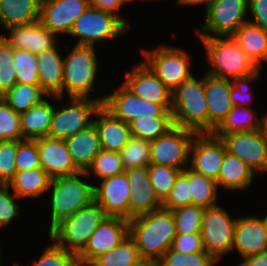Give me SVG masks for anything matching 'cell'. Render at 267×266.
<instances>
[{
    "mask_svg": "<svg viewBox=\"0 0 267 266\" xmlns=\"http://www.w3.org/2000/svg\"><path fill=\"white\" fill-rule=\"evenodd\" d=\"M176 235L173 213L162 207L129 220V237L143 260L157 263L171 248Z\"/></svg>",
    "mask_w": 267,
    "mask_h": 266,
    "instance_id": "1",
    "label": "cell"
},
{
    "mask_svg": "<svg viewBox=\"0 0 267 266\" xmlns=\"http://www.w3.org/2000/svg\"><path fill=\"white\" fill-rule=\"evenodd\" d=\"M171 113L174 126L196 133H209V114L204 76H191L172 92Z\"/></svg>",
    "mask_w": 267,
    "mask_h": 266,
    "instance_id": "2",
    "label": "cell"
},
{
    "mask_svg": "<svg viewBox=\"0 0 267 266\" xmlns=\"http://www.w3.org/2000/svg\"><path fill=\"white\" fill-rule=\"evenodd\" d=\"M86 176L85 171H79L51 179L47 191L48 193L51 190L49 231L62 219L70 217L95 200V185L86 182L83 179Z\"/></svg>",
    "mask_w": 267,
    "mask_h": 266,
    "instance_id": "3",
    "label": "cell"
},
{
    "mask_svg": "<svg viewBox=\"0 0 267 266\" xmlns=\"http://www.w3.org/2000/svg\"><path fill=\"white\" fill-rule=\"evenodd\" d=\"M108 215L95 200L70 217L62 219L49 232L48 237L59 247L76 256L84 249L92 233Z\"/></svg>",
    "mask_w": 267,
    "mask_h": 266,
    "instance_id": "4",
    "label": "cell"
},
{
    "mask_svg": "<svg viewBox=\"0 0 267 266\" xmlns=\"http://www.w3.org/2000/svg\"><path fill=\"white\" fill-rule=\"evenodd\" d=\"M211 69L206 74L224 79H234L253 75L256 66L240 49L232 37H199Z\"/></svg>",
    "mask_w": 267,
    "mask_h": 266,
    "instance_id": "5",
    "label": "cell"
},
{
    "mask_svg": "<svg viewBox=\"0 0 267 266\" xmlns=\"http://www.w3.org/2000/svg\"><path fill=\"white\" fill-rule=\"evenodd\" d=\"M95 47L75 45L63 61L62 98H89L98 71Z\"/></svg>",
    "mask_w": 267,
    "mask_h": 266,
    "instance_id": "6",
    "label": "cell"
},
{
    "mask_svg": "<svg viewBox=\"0 0 267 266\" xmlns=\"http://www.w3.org/2000/svg\"><path fill=\"white\" fill-rule=\"evenodd\" d=\"M105 96L98 98L70 97L68 104L54 108L48 136L67 139L93 124L91 119L101 107Z\"/></svg>",
    "mask_w": 267,
    "mask_h": 266,
    "instance_id": "7",
    "label": "cell"
},
{
    "mask_svg": "<svg viewBox=\"0 0 267 266\" xmlns=\"http://www.w3.org/2000/svg\"><path fill=\"white\" fill-rule=\"evenodd\" d=\"M129 28L118 16L89 6L75 20L69 34L79 38L77 45L95 47L96 42L114 40Z\"/></svg>",
    "mask_w": 267,
    "mask_h": 266,
    "instance_id": "8",
    "label": "cell"
},
{
    "mask_svg": "<svg viewBox=\"0 0 267 266\" xmlns=\"http://www.w3.org/2000/svg\"><path fill=\"white\" fill-rule=\"evenodd\" d=\"M141 53L144 63L172 92L192 76L189 54L182 48L162 44Z\"/></svg>",
    "mask_w": 267,
    "mask_h": 266,
    "instance_id": "9",
    "label": "cell"
},
{
    "mask_svg": "<svg viewBox=\"0 0 267 266\" xmlns=\"http://www.w3.org/2000/svg\"><path fill=\"white\" fill-rule=\"evenodd\" d=\"M247 13L248 0H211L205 10V22L201 30H196L197 35L231 37L242 24L248 22L245 18Z\"/></svg>",
    "mask_w": 267,
    "mask_h": 266,
    "instance_id": "10",
    "label": "cell"
},
{
    "mask_svg": "<svg viewBox=\"0 0 267 266\" xmlns=\"http://www.w3.org/2000/svg\"><path fill=\"white\" fill-rule=\"evenodd\" d=\"M236 220L219 205L204 210L200 234L204 250L217 262L232 251Z\"/></svg>",
    "mask_w": 267,
    "mask_h": 266,
    "instance_id": "11",
    "label": "cell"
},
{
    "mask_svg": "<svg viewBox=\"0 0 267 266\" xmlns=\"http://www.w3.org/2000/svg\"><path fill=\"white\" fill-rule=\"evenodd\" d=\"M111 94L104 95L102 105L116 118L129 124L140 117H172V104H156L143 100L123 83Z\"/></svg>",
    "mask_w": 267,
    "mask_h": 266,
    "instance_id": "12",
    "label": "cell"
},
{
    "mask_svg": "<svg viewBox=\"0 0 267 266\" xmlns=\"http://www.w3.org/2000/svg\"><path fill=\"white\" fill-rule=\"evenodd\" d=\"M196 132L174 126L165 135L150 141V164L184 170L189 165L190 146Z\"/></svg>",
    "mask_w": 267,
    "mask_h": 266,
    "instance_id": "13",
    "label": "cell"
},
{
    "mask_svg": "<svg viewBox=\"0 0 267 266\" xmlns=\"http://www.w3.org/2000/svg\"><path fill=\"white\" fill-rule=\"evenodd\" d=\"M226 152L227 147L222 138L214 133H196L190 146L188 167L217 180Z\"/></svg>",
    "mask_w": 267,
    "mask_h": 266,
    "instance_id": "14",
    "label": "cell"
},
{
    "mask_svg": "<svg viewBox=\"0 0 267 266\" xmlns=\"http://www.w3.org/2000/svg\"><path fill=\"white\" fill-rule=\"evenodd\" d=\"M128 235V219L108 216L92 233L77 260L91 264L97 257L118 246Z\"/></svg>",
    "mask_w": 267,
    "mask_h": 266,
    "instance_id": "15",
    "label": "cell"
},
{
    "mask_svg": "<svg viewBox=\"0 0 267 266\" xmlns=\"http://www.w3.org/2000/svg\"><path fill=\"white\" fill-rule=\"evenodd\" d=\"M227 151L240 158L254 172H267V142L260 130L235 132L222 137Z\"/></svg>",
    "mask_w": 267,
    "mask_h": 266,
    "instance_id": "16",
    "label": "cell"
},
{
    "mask_svg": "<svg viewBox=\"0 0 267 266\" xmlns=\"http://www.w3.org/2000/svg\"><path fill=\"white\" fill-rule=\"evenodd\" d=\"M90 6L88 0H41V24L55 34H69L75 20Z\"/></svg>",
    "mask_w": 267,
    "mask_h": 266,
    "instance_id": "17",
    "label": "cell"
},
{
    "mask_svg": "<svg viewBox=\"0 0 267 266\" xmlns=\"http://www.w3.org/2000/svg\"><path fill=\"white\" fill-rule=\"evenodd\" d=\"M123 84L143 100L172 104V91L142 61L126 73Z\"/></svg>",
    "mask_w": 267,
    "mask_h": 266,
    "instance_id": "18",
    "label": "cell"
},
{
    "mask_svg": "<svg viewBox=\"0 0 267 266\" xmlns=\"http://www.w3.org/2000/svg\"><path fill=\"white\" fill-rule=\"evenodd\" d=\"M130 190L125 173L103 179L100 187H94L95 201L111 217H123L129 220Z\"/></svg>",
    "mask_w": 267,
    "mask_h": 266,
    "instance_id": "19",
    "label": "cell"
},
{
    "mask_svg": "<svg viewBox=\"0 0 267 266\" xmlns=\"http://www.w3.org/2000/svg\"><path fill=\"white\" fill-rule=\"evenodd\" d=\"M267 249V224L265 217H237L232 250L242 258L254 256Z\"/></svg>",
    "mask_w": 267,
    "mask_h": 266,
    "instance_id": "20",
    "label": "cell"
},
{
    "mask_svg": "<svg viewBox=\"0 0 267 266\" xmlns=\"http://www.w3.org/2000/svg\"><path fill=\"white\" fill-rule=\"evenodd\" d=\"M130 190L129 220L162 207L150 183L148 166L125 170Z\"/></svg>",
    "mask_w": 267,
    "mask_h": 266,
    "instance_id": "21",
    "label": "cell"
},
{
    "mask_svg": "<svg viewBox=\"0 0 267 266\" xmlns=\"http://www.w3.org/2000/svg\"><path fill=\"white\" fill-rule=\"evenodd\" d=\"M35 140L39 151L40 166L51 178L79 172L71 159L64 139L46 136Z\"/></svg>",
    "mask_w": 267,
    "mask_h": 266,
    "instance_id": "22",
    "label": "cell"
},
{
    "mask_svg": "<svg viewBox=\"0 0 267 266\" xmlns=\"http://www.w3.org/2000/svg\"><path fill=\"white\" fill-rule=\"evenodd\" d=\"M6 30L9 36H2L14 49L28 50L36 55L58 44L57 35L44 27L40 21L13 26Z\"/></svg>",
    "mask_w": 267,
    "mask_h": 266,
    "instance_id": "23",
    "label": "cell"
},
{
    "mask_svg": "<svg viewBox=\"0 0 267 266\" xmlns=\"http://www.w3.org/2000/svg\"><path fill=\"white\" fill-rule=\"evenodd\" d=\"M231 79L204 74L205 96L209 114V133L221 124L234 106L230 99Z\"/></svg>",
    "mask_w": 267,
    "mask_h": 266,
    "instance_id": "24",
    "label": "cell"
},
{
    "mask_svg": "<svg viewBox=\"0 0 267 266\" xmlns=\"http://www.w3.org/2000/svg\"><path fill=\"white\" fill-rule=\"evenodd\" d=\"M93 123L103 150L120 152L132 136L129 124L116 118L103 105L97 110Z\"/></svg>",
    "mask_w": 267,
    "mask_h": 266,
    "instance_id": "25",
    "label": "cell"
},
{
    "mask_svg": "<svg viewBox=\"0 0 267 266\" xmlns=\"http://www.w3.org/2000/svg\"><path fill=\"white\" fill-rule=\"evenodd\" d=\"M36 56L40 87L48 97L62 99L64 57L60 55L56 46L44 50Z\"/></svg>",
    "mask_w": 267,
    "mask_h": 266,
    "instance_id": "26",
    "label": "cell"
},
{
    "mask_svg": "<svg viewBox=\"0 0 267 266\" xmlns=\"http://www.w3.org/2000/svg\"><path fill=\"white\" fill-rule=\"evenodd\" d=\"M65 142L71 159L79 171L86 172L94 158L102 150L94 123L81 132L65 139Z\"/></svg>",
    "mask_w": 267,
    "mask_h": 266,
    "instance_id": "27",
    "label": "cell"
},
{
    "mask_svg": "<svg viewBox=\"0 0 267 266\" xmlns=\"http://www.w3.org/2000/svg\"><path fill=\"white\" fill-rule=\"evenodd\" d=\"M231 37L247 57L262 69V61L267 62V31L248 21Z\"/></svg>",
    "mask_w": 267,
    "mask_h": 266,
    "instance_id": "28",
    "label": "cell"
},
{
    "mask_svg": "<svg viewBox=\"0 0 267 266\" xmlns=\"http://www.w3.org/2000/svg\"><path fill=\"white\" fill-rule=\"evenodd\" d=\"M41 0H0V24L5 29L40 19Z\"/></svg>",
    "mask_w": 267,
    "mask_h": 266,
    "instance_id": "29",
    "label": "cell"
},
{
    "mask_svg": "<svg viewBox=\"0 0 267 266\" xmlns=\"http://www.w3.org/2000/svg\"><path fill=\"white\" fill-rule=\"evenodd\" d=\"M255 175L246 163L227 151L216 181L219 187L241 191L250 186Z\"/></svg>",
    "mask_w": 267,
    "mask_h": 266,
    "instance_id": "30",
    "label": "cell"
},
{
    "mask_svg": "<svg viewBox=\"0 0 267 266\" xmlns=\"http://www.w3.org/2000/svg\"><path fill=\"white\" fill-rule=\"evenodd\" d=\"M54 107L44 99L41 103L20 114L23 139L35 140L48 136Z\"/></svg>",
    "mask_w": 267,
    "mask_h": 266,
    "instance_id": "31",
    "label": "cell"
},
{
    "mask_svg": "<svg viewBox=\"0 0 267 266\" xmlns=\"http://www.w3.org/2000/svg\"><path fill=\"white\" fill-rule=\"evenodd\" d=\"M51 177L40 167L32 170L15 172L7 184L13 193L21 198H39L48 191Z\"/></svg>",
    "mask_w": 267,
    "mask_h": 266,
    "instance_id": "32",
    "label": "cell"
},
{
    "mask_svg": "<svg viewBox=\"0 0 267 266\" xmlns=\"http://www.w3.org/2000/svg\"><path fill=\"white\" fill-rule=\"evenodd\" d=\"M261 119L251 107L233 106L227 117L214 130L217 137L222 138L235 132L260 130Z\"/></svg>",
    "mask_w": 267,
    "mask_h": 266,
    "instance_id": "33",
    "label": "cell"
},
{
    "mask_svg": "<svg viewBox=\"0 0 267 266\" xmlns=\"http://www.w3.org/2000/svg\"><path fill=\"white\" fill-rule=\"evenodd\" d=\"M44 96L48 97L40 85L16 83L1 97L9 107L21 114L41 103L45 99Z\"/></svg>",
    "mask_w": 267,
    "mask_h": 266,
    "instance_id": "34",
    "label": "cell"
},
{
    "mask_svg": "<svg viewBox=\"0 0 267 266\" xmlns=\"http://www.w3.org/2000/svg\"><path fill=\"white\" fill-rule=\"evenodd\" d=\"M188 179L190 182V196L192 205L203 208L217 206L218 183L215 179L206 177L188 167Z\"/></svg>",
    "mask_w": 267,
    "mask_h": 266,
    "instance_id": "35",
    "label": "cell"
},
{
    "mask_svg": "<svg viewBox=\"0 0 267 266\" xmlns=\"http://www.w3.org/2000/svg\"><path fill=\"white\" fill-rule=\"evenodd\" d=\"M143 259L129 235L115 248L97 257L92 266H135Z\"/></svg>",
    "mask_w": 267,
    "mask_h": 266,
    "instance_id": "36",
    "label": "cell"
},
{
    "mask_svg": "<svg viewBox=\"0 0 267 266\" xmlns=\"http://www.w3.org/2000/svg\"><path fill=\"white\" fill-rule=\"evenodd\" d=\"M129 126L133 136L153 141L165 135L174 123L172 117H140L132 120Z\"/></svg>",
    "mask_w": 267,
    "mask_h": 266,
    "instance_id": "37",
    "label": "cell"
},
{
    "mask_svg": "<svg viewBox=\"0 0 267 266\" xmlns=\"http://www.w3.org/2000/svg\"><path fill=\"white\" fill-rule=\"evenodd\" d=\"M119 154L125 170L148 166L150 164V141L132 135Z\"/></svg>",
    "mask_w": 267,
    "mask_h": 266,
    "instance_id": "38",
    "label": "cell"
},
{
    "mask_svg": "<svg viewBox=\"0 0 267 266\" xmlns=\"http://www.w3.org/2000/svg\"><path fill=\"white\" fill-rule=\"evenodd\" d=\"M181 169L158 164H149L150 183L157 198L163 202L171 192Z\"/></svg>",
    "mask_w": 267,
    "mask_h": 266,
    "instance_id": "39",
    "label": "cell"
},
{
    "mask_svg": "<svg viewBox=\"0 0 267 266\" xmlns=\"http://www.w3.org/2000/svg\"><path fill=\"white\" fill-rule=\"evenodd\" d=\"M125 168L119 152L101 150L94 158L91 166L87 169L86 174L94 173L100 180L110 178L115 175L124 173Z\"/></svg>",
    "mask_w": 267,
    "mask_h": 266,
    "instance_id": "40",
    "label": "cell"
},
{
    "mask_svg": "<svg viewBox=\"0 0 267 266\" xmlns=\"http://www.w3.org/2000/svg\"><path fill=\"white\" fill-rule=\"evenodd\" d=\"M204 210L205 208L196 205H186L172 210L176 234L200 233Z\"/></svg>",
    "mask_w": 267,
    "mask_h": 266,
    "instance_id": "41",
    "label": "cell"
},
{
    "mask_svg": "<svg viewBox=\"0 0 267 266\" xmlns=\"http://www.w3.org/2000/svg\"><path fill=\"white\" fill-rule=\"evenodd\" d=\"M14 60L17 83L39 85L36 54L28 50L14 49Z\"/></svg>",
    "mask_w": 267,
    "mask_h": 266,
    "instance_id": "42",
    "label": "cell"
},
{
    "mask_svg": "<svg viewBox=\"0 0 267 266\" xmlns=\"http://www.w3.org/2000/svg\"><path fill=\"white\" fill-rule=\"evenodd\" d=\"M14 48L0 34V97L16 83Z\"/></svg>",
    "mask_w": 267,
    "mask_h": 266,
    "instance_id": "43",
    "label": "cell"
},
{
    "mask_svg": "<svg viewBox=\"0 0 267 266\" xmlns=\"http://www.w3.org/2000/svg\"><path fill=\"white\" fill-rule=\"evenodd\" d=\"M216 263L206 252L182 254L170 248L157 262V266H214Z\"/></svg>",
    "mask_w": 267,
    "mask_h": 266,
    "instance_id": "44",
    "label": "cell"
},
{
    "mask_svg": "<svg viewBox=\"0 0 267 266\" xmlns=\"http://www.w3.org/2000/svg\"><path fill=\"white\" fill-rule=\"evenodd\" d=\"M22 141L20 114L0 97V141Z\"/></svg>",
    "mask_w": 267,
    "mask_h": 266,
    "instance_id": "45",
    "label": "cell"
},
{
    "mask_svg": "<svg viewBox=\"0 0 267 266\" xmlns=\"http://www.w3.org/2000/svg\"><path fill=\"white\" fill-rule=\"evenodd\" d=\"M186 205H192L188 167L179 173L171 192L162 202V208L172 211Z\"/></svg>",
    "mask_w": 267,
    "mask_h": 266,
    "instance_id": "46",
    "label": "cell"
},
{
    "mask_svg": "<svg viewBox=\"0 0 267 266\" xmlns=\"http://www.w3.org/2000/svg\"><path fill=\"white\" fill-rule=\"evenodd\" d=\"M77 256L65 248L57 246L54 242L48 244L42 252L39 260L33 262L32 266H72ZM14 266H22L14 263Z\"/></svg>",
    "mask_w": 267,
    "mask_h": 266,
    "instance_id": "47",
    "label": "cell"
},
{
    "mask_svg": "<svg viewBox=\"0 0 267 266\" xmlns=\"http://www.w3.org/2000/svg\"><path fill=\"white\" fill-rule=\"evenodd\" d=\"M16 172L40 168L39 151L36 140L24 139L18 141L15 157Z\"/></svg>",
    "mask_w": 267,
    "mask_h": 266,
    "instance_id": "48",
    "label": "cell"
},
{
    "mask_svg": "<svg viewBox=\"0 0 267 266\" xmlns=\"http://www.w3.org/2000/svg\"><path fill=\"white\" fill-rule=\"evenodd\" d=\"M18 150V141H0V184H8L15 172V157Z\"/></svg>",
    "mask_w": 267,
    "mask_h": 266,
    "instance_id": "49",
    "label": "cell"
},
{
    "mask_svg": "<svg viewBox=\"0 0 267 266\" xmlns=\"http://www.w3.org/2000/svg\"><path fill=\"white\" fill-rule=\"evenodd\" d=\"M260 70L261 68L251 76L239 77L231 80L232 86L230 87L229 94L234 106L249 107L252 103V91L250 89L251 87H249V83L252 81L255 82L259 78V75L261 74Z\"/></svg>",
    "mask_w": 267,
    "mask_h": 266,
    "instance_id": "50",
    "label": "cell"
},
{
    "mask_svg": "<svg viewBox=\"0 0 267 266\" xmlns=\"http://www.w3.org/2000/svg\"><path fill=\"white\" fill-rule=\"evenodd\" d=\"M9 189L7 184H0V228H5L19 216L20 206L15 202L19 197Z\"/></svg>",
    "mask_w": 267,
    "mask_h": 266,
    "instance_id": "51",
    "label": "cell"
},
{
    "mask_svg": "<svg viewBox=\"0 0 267 266\" xmlns=\"http://www.w3.org/2000/svg\"><path fill=\"white\" fill-rule=\"evenodd\" d=\"M171 249L182 254L206 252L200 233L177 234L172 242Z\"/></svg>",
    "mask_w": 267,
    "mask_h": 266,
    "instance_id": "52",
    "label": "cell"
},
{
    "mask_svg": "<svg viewBox=\"0 0 267 266\" xmlns=\"http://www.w3.org/2000/svg\"><path fill=\"white\" fill-rule=\"evenodd\" d=\"M248 10L254 18L248 21L267 31V0H248Z\"/></svg>",
    "mask_w": 267,
    "mask_h": 266,
    "instance_id": "53",
    "label": "cell"
},
{
    "mask_svg": "<svg viewBox=\"0 0 267 266\" xmlns=\"http://www.w3.org/2000/svg\"><path fill=\"white\" fill-rule=\"evenodd\" d=\"M91 7L100 9L102 11L110 12L118 16L128 27L130 26L118 14V10L125 4L133 2V0H88Z\"/></svg>",
    "mask_w": 267,
    "mask_h": 266,
    "instance_id": "54",
    "label": "cell"
},
{
    "mask_svg": "<svg viewBox=\"0 0 267 266\" xmlns=\"http://www.w3.org/2000/svg\"><path fill=\"white\" fill-rule=\"evenodd\" d=\"M237 266H267V249L257 255L243 258Z\"/></svg>",
    "mask_w": 267,
    "mask_h": 266,
    "instance_id": "55",
    "label": "cell"
},
{
    "mask_svg": "<svg viewBox=\"0 0 267 266\" xmlns=\"http://www.w3.org/2000/svg\"><path fill=\"white\" fill-rule=\"evenodd\" d=\"M211 0H178L180 5H198V4H205V9L208 8V5Z\"/></svg>",
    "mask_w": 267,
    "mask_h": 266,
    "instance_id": "56",
    "label": "cell"
},
{
    "mask_svg": "<svg viewBox=\"0 0 267 266\" xmlns=\"http://www.w3.org/2000/svg\"><path fill=\"white\" fill-rule=\"evenodd\" d=\"M260 132L264 137V140L267 142V114L262 115L261 117V127Z\"/></svg>",
    "mask_w": 267,
    "mask_h": 266,
    "instance_id": "57",
    "label": "cell"
},
{
    "mask_svg": "<svg viewBox=\"0 0 267 266\" xmlns=\"http://www.w3.org/2000/svg\"><path fill=\"white\" fill-rule=\"evenodd\" d=\"M135 266H157V263L149 261V260H142L139 264Z\"/></svg>",
    "mask_w": 267,
    "mask_h": 266,
    "instance_id": "58",
    "label": "cell"
},
{
    "mask_svg": "<svg viewBox=\"0 0 267 266\" xmlns=\"http://www.w3.org/2000/svg\"><path fill=\"white\" fill-rule=\"evenodd\" d=\"M72 266H92L91 264H88V263H83V262H80L78 260H76Z\"/></svg>",
    "mask_w": 267,
    "mask_h": 266,
    "instance_id": "59",
    "label": "cell"
}]
</instances>
